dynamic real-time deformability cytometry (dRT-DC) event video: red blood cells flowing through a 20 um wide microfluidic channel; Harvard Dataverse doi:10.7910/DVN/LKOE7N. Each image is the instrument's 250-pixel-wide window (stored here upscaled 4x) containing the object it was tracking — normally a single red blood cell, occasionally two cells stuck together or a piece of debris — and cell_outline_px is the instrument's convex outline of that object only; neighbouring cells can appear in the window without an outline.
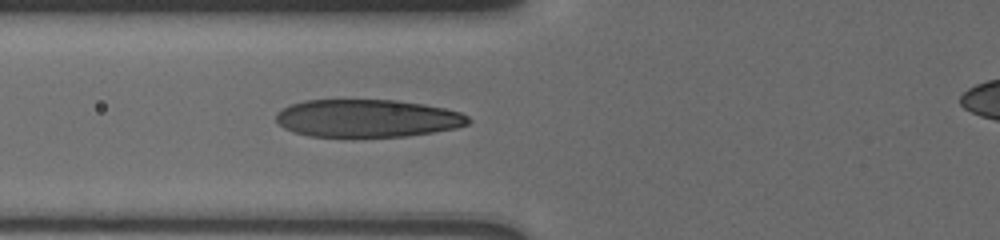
{"species": "human", "species_latin": "Homo sapiens", "temperature_condition": "cold", "stored_images_in_passage": 9, "camera_frame_rate_fps": 3000, "um_per_image_px": 0.085, "donor": {"sex": "male"}, "frame": {"image": 1, "passage_image": 9, "time_ms": 7.333, "image_size_px": [1000, 240], "cell_outline_px": [[472, 120], [468, 124], [456, 128], [408, 136], [308, 136], [284, 128], [276, 120], [276, 116], [284, 108], [292, 104], [304, 100], [396, 100], [424, 104], [444, 108], [460, 112], [468, 116]], "centroid_in_image_um": [31.27, 10.05], "position_along_channel_um": 94.5, "area_um2": 41.96}}